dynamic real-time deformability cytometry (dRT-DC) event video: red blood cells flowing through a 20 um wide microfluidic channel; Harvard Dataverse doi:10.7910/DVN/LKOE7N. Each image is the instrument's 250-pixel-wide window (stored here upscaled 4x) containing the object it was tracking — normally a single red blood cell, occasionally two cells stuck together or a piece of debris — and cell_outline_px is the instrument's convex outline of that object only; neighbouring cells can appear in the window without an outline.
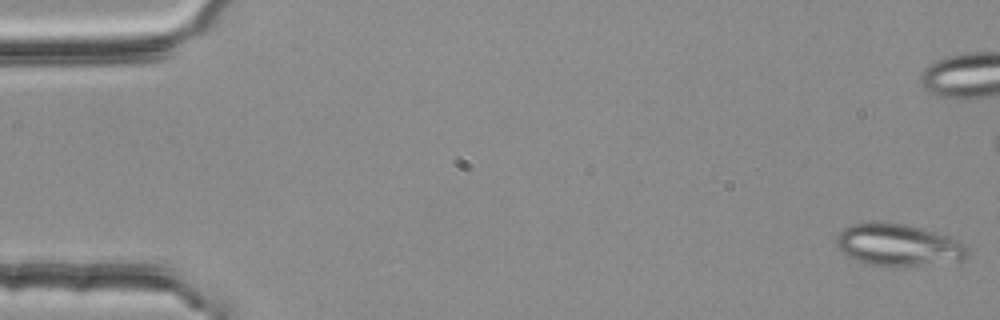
{"species": "common noctule bat (a hibernating species)", "species_latin": "Nyctalus noctula", "temperature_condition": "room temperature", "stored_images_in_passage": 54, "segment_of_instrument_passage": [1, 2], "camera_frame_rate_fps": 3000, "um_per_image_px": 0.085, "animal": {"sex": "female", "body_mass_g": 25.1}, "frame": {"image": 1, "passage_image": 1, "time_ms": 0.0, "image_size_px": [1000, 320], "cell_outline_px": [[968, 256], [964, 260], [892, 268], [884, 268], [868, 264], [856, 260], [840, 252], [836, 248], [836, 236], [844, 228], [852, 224], [872, 220], [880, 220], [904, 224], [936, 232], [960, 240], [968, 244]], "centroid_in_image_um": [76.33, 20.82], "position_along_channel_um": 8.7, "area_um2": 33.18}}